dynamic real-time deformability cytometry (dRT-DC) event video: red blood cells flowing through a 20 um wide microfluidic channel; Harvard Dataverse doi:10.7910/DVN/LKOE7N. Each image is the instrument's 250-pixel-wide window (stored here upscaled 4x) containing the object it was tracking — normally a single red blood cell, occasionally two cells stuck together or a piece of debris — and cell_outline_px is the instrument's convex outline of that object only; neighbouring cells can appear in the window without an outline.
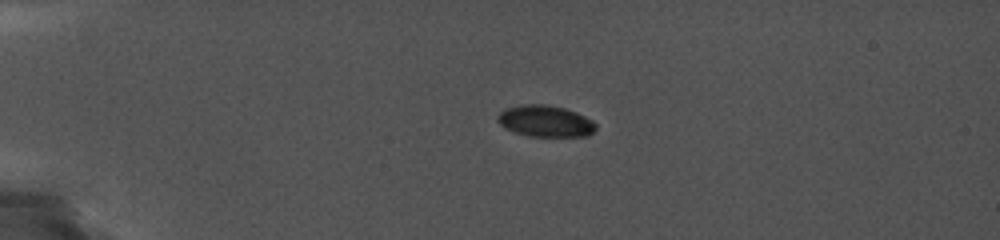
{"species": "common noctule bat (a hibernating species)", "species_latin": "Nyctalus noctula", "temperature_condition": "cold", "stored_images_in_passage": 21, "camera_frame_rate_fps": 5000, "um_per_image_px": 0.085, "animal": {"sex": "female", "body_mass_g": 19.0, "forearm_length_mm": 56.7}, "frame": {"image": 1, "passage_image": 1, "time_ms": 0.0, "image_size_px": [1000, 240], "cell_outline_px": [[596, 128], [588, 136], [528, 136], [504, 128], [496, 120], [496, 116], [504, 108], [520, 104], [544, 104], [564, 108], [576, 112], [592, 120], [596, 124]], "centroid_in_image_um": [46.32, 10.28], "position_along_channel_um": 38.7, "area_um2": 18.09}}
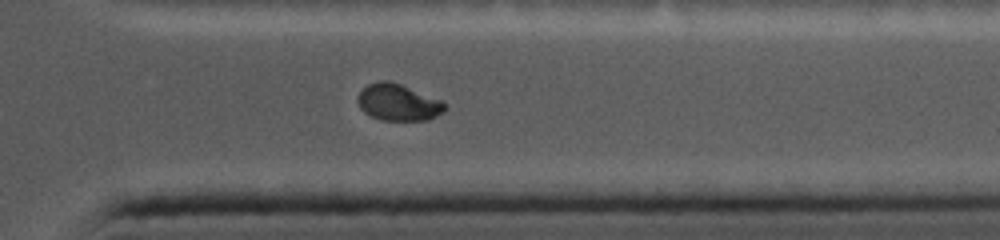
{"frame": {"image": 2, "passage_image": 18, "time_ms": 10.6, "image_size_px": [1000, 240], "cell_outline_px": [[444, 112], [428, 120], [380, 120], [364, 112], [360, 108], [356, 100], [356, 96], [368, 84], [380, 80], [388, 80], [400, 84], [444, 100]], "centroid_in_image_um": [33.84, 8.7], "position_along_channel_um": 377.6, "area_um2": 18.73}}
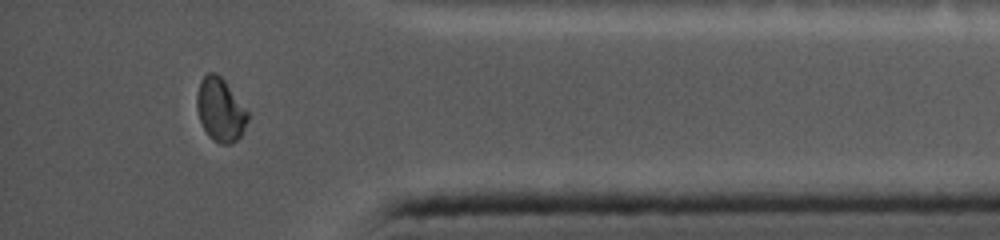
{"frame": {"image": 3, "passage_image": 20, "time_ms": 11.8, "image_size_px": [1000, 240], "cell_outline_px": [[248, 120], [244, 132], [232, 144], [220, 144], [212, 140], [208, 136], [200, 120], [196, 108], [196, 92], [200, 80], [208, 72], [216, 72], [224, 80], [248, 112]], "centroid_in_image_um": [18.71, 9.34], "position_along_channel_um": 416.5, "area_um2": 18.9}}